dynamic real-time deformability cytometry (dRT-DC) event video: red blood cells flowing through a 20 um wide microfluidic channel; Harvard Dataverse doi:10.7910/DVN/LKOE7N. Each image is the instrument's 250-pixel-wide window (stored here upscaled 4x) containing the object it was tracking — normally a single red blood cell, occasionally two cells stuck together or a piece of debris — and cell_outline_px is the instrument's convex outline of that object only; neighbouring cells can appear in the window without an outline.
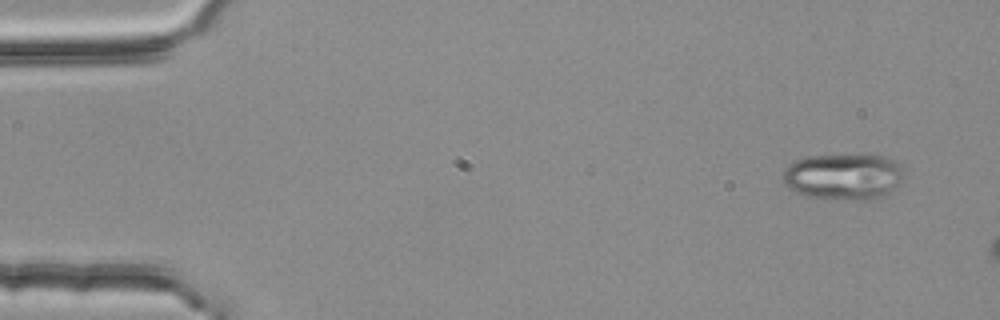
{"species": "common noctule bat (a hibernating species)", "species_latin": "Nyctalus noctula", "temperature_condition": "room temperature", "stored_images_in_passage": 3, "camera_frame_rate_fps": 3000, "um_per_image_px": 0.085, "animal": {"sex": "female", "body_mass_g": 25.1}, "frame": {"image": 1, "passage_image": 1, "time_ms": 0.0, "image_size_px": [1000, 320], "cell_outline_px": [[904, 180], [892, 192], [880, 200], [856, 200], [808, 196], [796, 192], [788, 188], [784, 184], [784, 168], [788, 164], [804, 156], [884, 156], [896, 160], [900, 164]], "centroid_in_image_um": [71.75, 15.03], "position_along_channel_um": 13.3, "area_um2": 32.83}}